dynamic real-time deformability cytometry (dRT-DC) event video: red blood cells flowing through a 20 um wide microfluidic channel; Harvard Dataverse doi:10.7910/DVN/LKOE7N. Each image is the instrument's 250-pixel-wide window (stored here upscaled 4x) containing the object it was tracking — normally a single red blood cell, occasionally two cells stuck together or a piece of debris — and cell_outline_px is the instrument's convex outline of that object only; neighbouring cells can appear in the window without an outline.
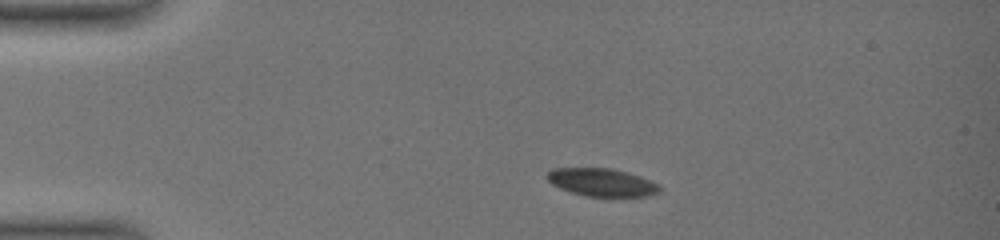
{"species": "common noctule bat (a hibernating species)", "species_latin": "Nyctalus noctula", "temperature_condition": "warm", "stored_images_in_passage": 40, "camera_frame_rate_fps": 3000, "um_per_image_px": 0.085, "animal": {"sex": "female", "body_mass_g": 19.0, "forearm_length_mm": 51.5}, "frame": {"image": 1, "passage_image": 1, "time_ms": 0.0, "image_size_px": [1000, 240], "cell_outline_px": [[660, 192], [648, 196], [624, 200], [584, 196], [560, 188], [552, 184], [544, 176], [552, 168], [612, 168], [628, 172], [640, 176], [660, 184]], "centroid_in_image_um": [51.22, 15.55], "position_along_channel_um": 33.8, "area_um2": 19.31}}
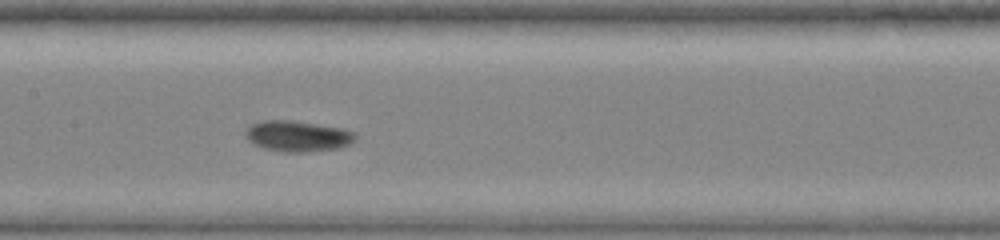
{"frame": {"image": 2, "passage_image": 17, "time_ms": 5.333, "image_size_px": [1000, 240], "cell_outline_px": [[356, 140], [352, 144], [340, 148], [304, 152], [288, 152], [264, 148], [252, 144], [244, 136], [244, 132], [252, 124], [264, 120], [292, 120], [344, 128], [356, 132]], "centroid_in_image_um": [25.34, 11.57], "position_along_channel_um": 182.1, "area_um2": 20.0}}
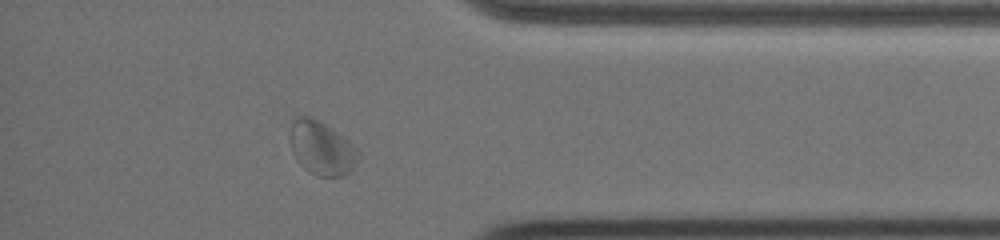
{"frame": {"image": 3, "passage_image": 35, "time_ms": 11.333, "image_size_px": [1000, 240], "cell_outline_px": [[356, 160], [352, 168], [344, 176], [316, 176], [308, 172], [296, 160], [292, 152], [288, 140], [292, 124], [296, 116], [308, 116], [324, 124], [348, 140], [356, 148]], "centroid_in_image_um": [27.26, 12.6], "position_along_channel_um": 407.9, "area_um2": 21.04}, "authors_computed_cell_mechanics": {"area_um2": 19.2474, "velocity_mm_per_s": 3.8573, "shape_relaxation_time_tau1_ms": 7.5939, "shape_relaxation_time_tau2_ms": 2.2446, "deformation_change_tau1": 0.1292, "deformation_change_tau2": 0.0379}}